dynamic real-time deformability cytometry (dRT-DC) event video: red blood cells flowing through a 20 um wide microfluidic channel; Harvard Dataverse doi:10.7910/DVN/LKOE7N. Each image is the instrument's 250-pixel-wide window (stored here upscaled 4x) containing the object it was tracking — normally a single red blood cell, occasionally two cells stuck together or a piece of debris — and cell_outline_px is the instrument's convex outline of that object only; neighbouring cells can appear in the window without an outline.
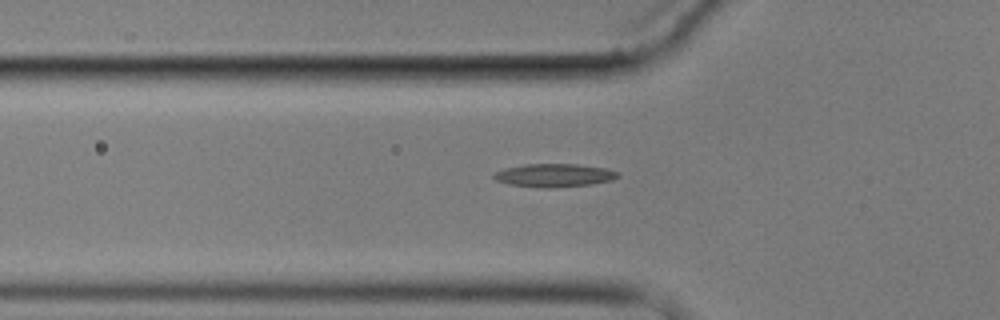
{"species": "common noctule bat (a hibernating species)", "species_latin": "Nyctalus noctula", "temperature_condition": "cold", "stored_images_in_passage": 7, "camera_frame_rate_fps": 3000, "um_per_image_px": 0.085, "animal": {"sex": "male", "body_mass_g": 17.9}, "frame": {"image": 1, "passage_image": 6, "time_ms": 7.667, "image_size_px": [1000, 320], "cell_outline_px": [[620, 176], [612, 180], [592, 184], [556, 188], [544, 188], [508, 184], [496, 180], [492, 176], [496, 172], [504, 168], [524, 164], [576, 164], [604, 168], [620, 172]], "centroid_in_image_um": [47.12, 14.91], "position_along_channel_um": 78.7, "area_um2": 16.88}}
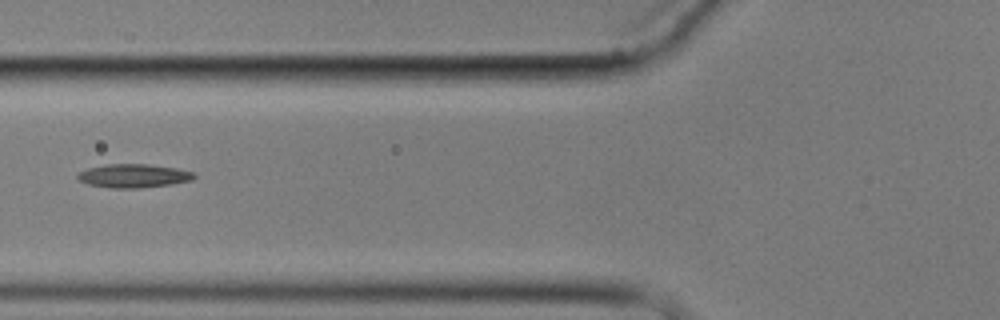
{"frame": {"image": 2, "passage_image": 7, "time_ms": 8.667, "image_size_px": [1000, 320], "cell_outline_px": [[196, 176], [192, 180], [172, 184], [140, 188], [112, 188], [88, 184], [76, 180], [76, 172], [88, 168], [104, 164], [148, 164], [176, 168], [192, 172]], "centroid_in_image_um": [11.29, 14.94], "position_along_channel_um": 114.5, "area_um2": 16.18}}